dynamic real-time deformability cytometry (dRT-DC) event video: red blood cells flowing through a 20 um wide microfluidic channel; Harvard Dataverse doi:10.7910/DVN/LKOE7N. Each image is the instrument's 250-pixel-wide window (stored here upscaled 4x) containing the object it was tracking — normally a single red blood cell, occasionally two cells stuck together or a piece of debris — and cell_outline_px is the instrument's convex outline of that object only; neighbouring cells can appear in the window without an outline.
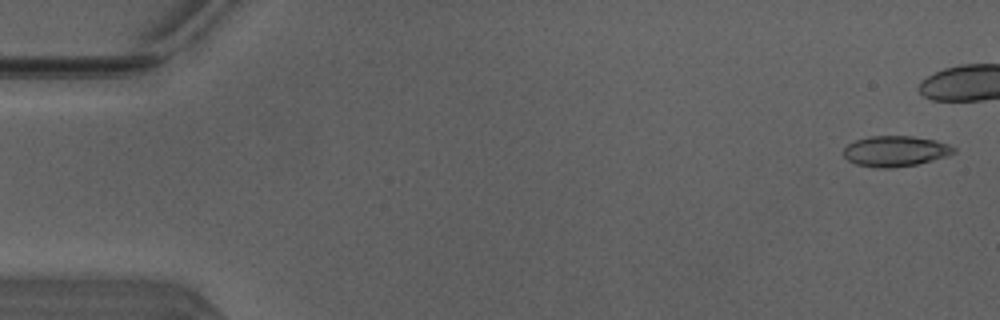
{"species": "Egyptian fruit bat (a non-hibernating species)", "species_latin": "Rousettus aegyptiacus", "temperature_condition": "warm", "stored_images_in_passage": 7, "camera_frame_rate_fps": 3000, "um_per_image_px": 0.085, "animal": {"sex": "male"}, "frame": {"image": 1, "passage_image": 1, "time_ms": 0.0, "image_size_px": [1000, 320], "cell_outline_px": [[956, 152], [932, 160], [916, 164], [892, 168], [876, 168], [856, 164], [848, 160], [844, 156], [844, 148], [848, 144], [856, 140], [872, 136], [912, 136], [936, 140], [948, 144], [956, 148]], "centroid_in_image_um": [76.1, 12.85], "position_along_channel_um": 8.9, "area_um2": 19.54}}